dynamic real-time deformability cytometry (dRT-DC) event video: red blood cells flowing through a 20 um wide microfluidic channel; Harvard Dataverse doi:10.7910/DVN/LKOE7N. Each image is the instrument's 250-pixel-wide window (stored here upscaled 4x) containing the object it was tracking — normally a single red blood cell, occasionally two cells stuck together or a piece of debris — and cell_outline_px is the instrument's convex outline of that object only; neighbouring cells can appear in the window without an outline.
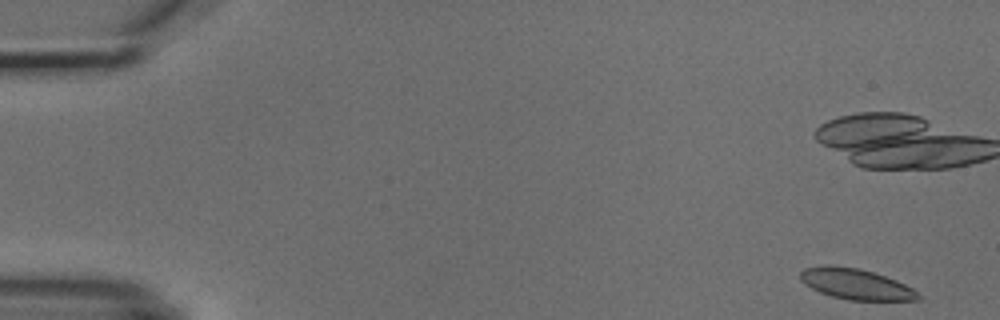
{"species": "common noctule bat (a hibernating species)", "species_latin": "Nyctalus noctula", "temperature_condition": "cold", "stored_images_in_passage": 10, "camera_frame_rate_fps": 3000, "um_per_image_px": 0.085, "animal": {"sex": "male", "body_mass_g": 18.8}, "frame": {"image": 1, "passage_image": 1, "time_ms": 0.0, "image_size_px": [1000, 320], "cell_outline_px": [[920, 300], [848, 300], [832, 296], [820, 292], [812, 288], [800, 280], [800, 272], [804, 268], [828, 264], [860, 268], [896, 280], [912, 288], [920, 296]], "centroid_in_image_um": [72.72, 24.13], "position_along_channel_um": 12.3, "area_um2": 20.98}}